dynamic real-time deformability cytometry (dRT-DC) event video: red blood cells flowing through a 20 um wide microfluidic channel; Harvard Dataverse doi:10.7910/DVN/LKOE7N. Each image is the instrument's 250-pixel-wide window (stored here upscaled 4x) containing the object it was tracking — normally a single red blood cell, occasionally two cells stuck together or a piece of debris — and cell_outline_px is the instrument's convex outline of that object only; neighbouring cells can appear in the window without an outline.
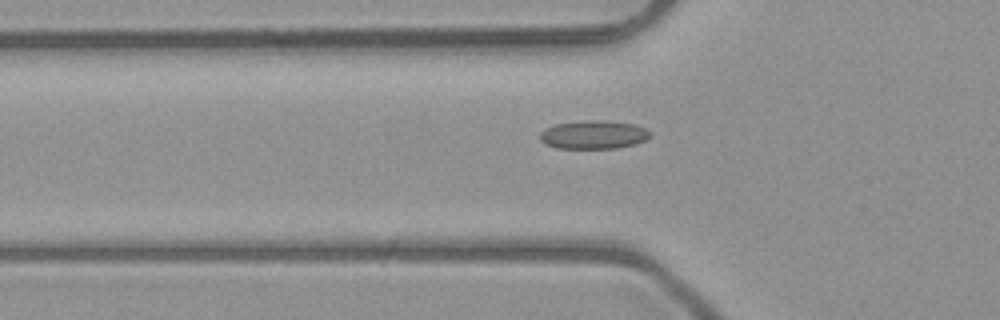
{"species": "common noctule bat (a hibernating species)", "species_latin": "Nyctalus noctula", "temperature_condition": "room temperature", "stored_images_in_passage": 49, "camera_frame_rate_fps": 3000, "um_per_image_px": 0.085, "animal": {"sex": "male", "body_mass_g": 23.1, "forearm_length_mm": 52.7}, "frame": {"image": 1, "passage_image": 18, "time_ms": 5.667, "image_size_px": [1000, 320], "cell_outline_px": [[652, 136], [636, 144], [616, 148], [560, 148], [544, 144], [540, 140], [540, 132], [544, 128], [556, 124], [588, 120], [608, 120], [636, 124], [648, 128], [652, 132]], "centroid_in_image_um": [50.5, 11.44], "position_along_channel_um": 75.3, "area_um2": 18.55}}
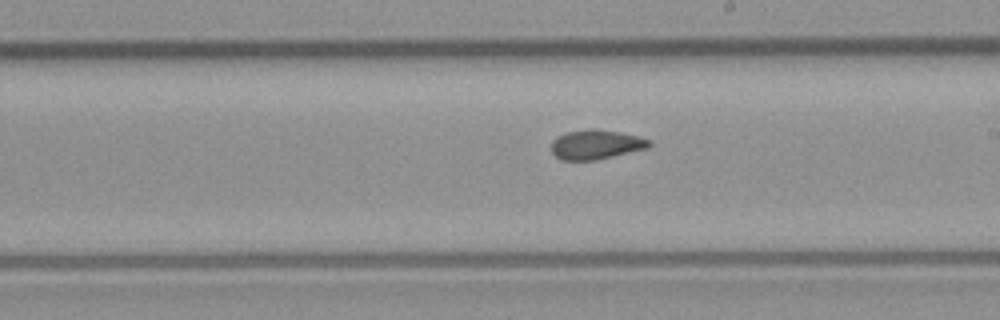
{"frame": {"image": 2, "passage_image": 30, "time_ms": 9.667, "image_size_px": [1000, 320], "cell_outline_px": [[652, 144], [648, 148], [596, 160], [560, 160], [552, 152], [552, 140], [556, 136], [568, 132], [588, 128], [596, 128], [620, 132], [652, 140]], "centroid_in_image_um": [50.66, 12.28], "position_along_channel_um": 238.3, "area_um2": 16.94}}
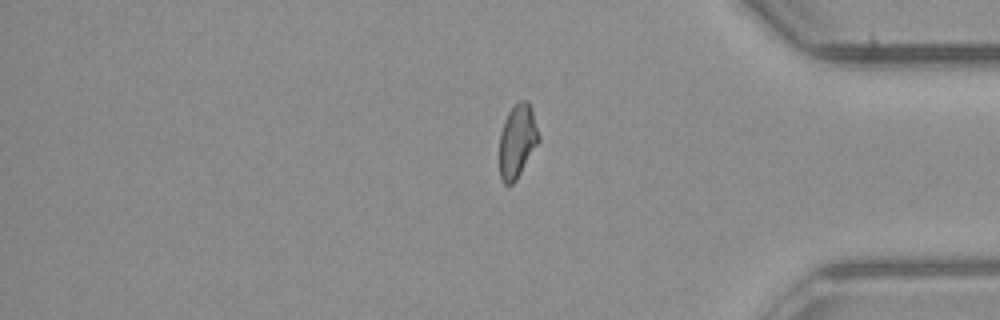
{"frame": {"image": 3, "passage_image": 43, "time_ms": 14.0, "image_size_px": [1000, 320], "cell_outline_px": [[540, 140], [516, 180], [512, 184], [504, 184], [500, 176], [500, 132], [504, 120], [508, 112], [520, 100], [528, 100], [532, 108], [540, 136]], "centroid_in_image_um": [43.98, 11.96], "position_along_channel_um": 391.2, "area_um2": 16.82}, "authors_computed_cell_mechanics": {"area_um2": 17.5134, "velocity_mm_per_s": 4.0407, "shape_relaxation_time_tau1_ms": null, "shape_relaxation_time_tau2_ms": 1.4789, "deformation_change_tau1": null, "deformation_change_tau2": 0.0745}}